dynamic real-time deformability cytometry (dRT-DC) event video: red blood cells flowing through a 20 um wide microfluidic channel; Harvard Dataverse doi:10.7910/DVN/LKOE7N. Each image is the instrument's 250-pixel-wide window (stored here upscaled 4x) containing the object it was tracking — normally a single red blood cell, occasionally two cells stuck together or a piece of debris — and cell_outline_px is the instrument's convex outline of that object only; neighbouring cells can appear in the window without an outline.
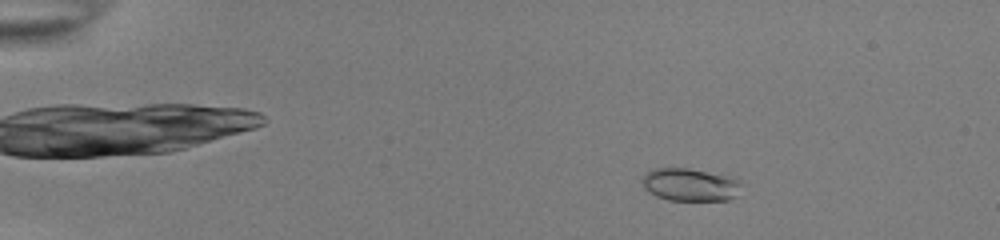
{"species": "common noctule bat (a hibernating species)", "species_latin": "Nyctalus noctula", "temperature_condition": "room temperature", "stored_images_in_passage": 53, "camera_frame_rate_fps": 3000, "um_per_image_px": 0.085, "animal": {"sex": "female", "body_mass_g": 22.0, "forearm_length_mm": 56.7}, "frame": {"image": 1, "passage_image": 9, "time_ms": 2.667, "image_size_px": [1000, 240], "cell_outline_px": [[740, 184], [736, 196], [728, 200], [668, 200], [656, 196], [644, 188], [640, 180], [652, 168], [688, 168], [736, 176], [740, 180]], "centroid_in_image_um": [58.67, 15.68], "position_along_channel_um": 26.3, "area_um2": 19.19}}
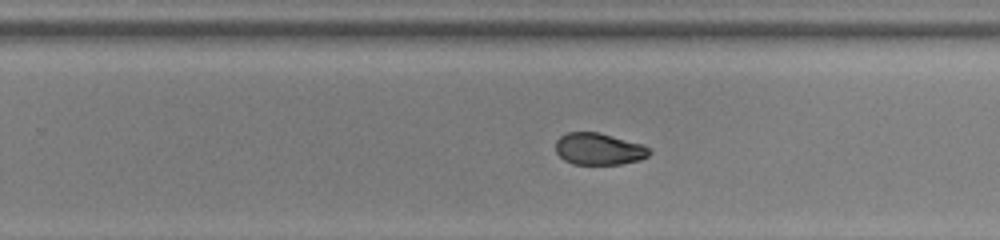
{"frame": {"image": 2, "passage_image": 36, "time_ms": 11.667, "image_size_px": [1000, 240], "cell_outline_px": [[652, 152], [648, 156], [640, 160], [620, 164], [572, 164], [564, 160], [556, 152], [556, 140], [560, 136], [568, 132], [600, 132], [644, 144], [652, 148]], "centroid_in_image_um": [50.95, 12.65], "position_along_channel_um": 278.9, "area_um2": 17.69}}
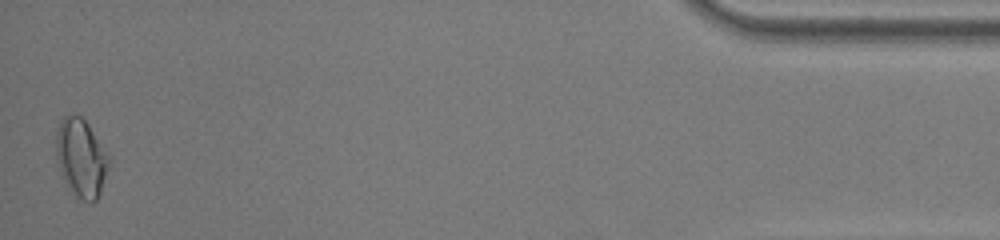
{"frame": {"image": 3, "passage_image": 53, "time_ms": 17.333, "image_size_px": [1000, 240], "cell_outline_px": [[112, 160], [100, 192], [96, 200], [84, 200], [76, 196], [64, 176], [60, 168], [56, 156], [56, 132], [64, 116], [72, 112], [80, 116], [88, 124], [112, 156]], "centroid_in_image_um": [6.95, 13.35], "position_along_channel_um": 428.2, "area_um2": 23.93}, "authors_computed_cell_mechanics": {"area_um2": 18.496, "velocity_mm_per_s": 3.9001, "shape_relaxation_time_tau1_ms": null, "shape_relaxation_time_tau2_ms": 2.1536, "deformation_change_tau1": null, "deformation_change_tau2": 0.046}}